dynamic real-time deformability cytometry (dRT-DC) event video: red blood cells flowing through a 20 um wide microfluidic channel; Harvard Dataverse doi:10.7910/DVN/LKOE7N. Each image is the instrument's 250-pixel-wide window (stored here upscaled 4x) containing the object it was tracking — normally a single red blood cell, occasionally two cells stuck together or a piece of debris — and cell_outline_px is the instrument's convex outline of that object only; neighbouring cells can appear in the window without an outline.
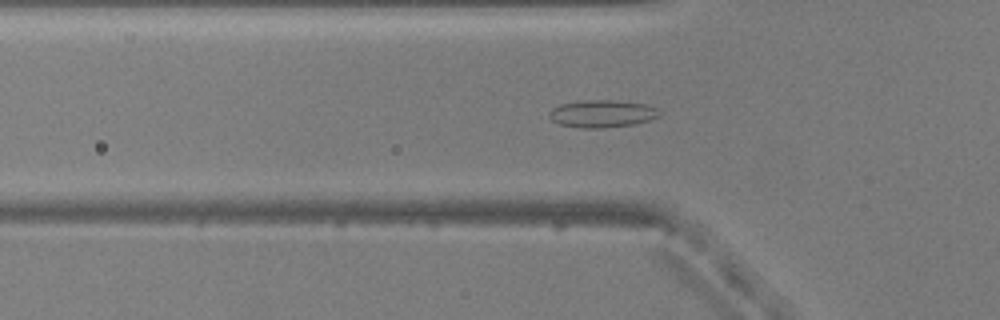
{"species": "common noctule bat (a hibernating species)", "species_latin": "Nyctalus noctula", "temperature_condition": "warm", "stored_images_in_passage": 38, "camera_frame_rate_fps": 3000, "um_per_image_px": 0.085, "animal": {"sex": "male", "body_mass_g": 20.5, "forearm_length_mm": 52.5}, "frame": {"image": 1, "passage_image": 8, "time_ms": 2.333, "image_size_px": [1000, 320], "cell_outline_px": [[660, 116], [636, 124], [600, 128], [580, 128], [560, 124], [552, 120], [548, 116], [548, 112], [552, 108], [560, 104], [584, 100], [616, 100], [644, 104], [660, 108]], "centroid_in_image_um": [51.18, 9.66], "position_along_channel_um": 74.6, "area_um2": 17.74}}
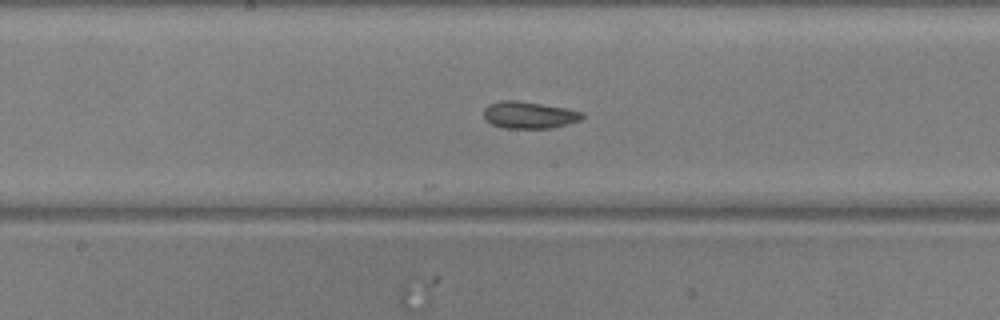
{"frame": {"image": 2, "passage_image": 18, "time_ms": 5.667, "image_size_px": [1000, 320], "cell_outline_px": [[584, 116], [580, 120], [568, 124], [552, 128], [504, 128], [492, 124], [484, 116], [484, 108], [488, 104], [500, 100], [516, 100], [564, 108], [584, 112]], "centroid_in_image_um": [44.97, 9.77], "position_along_channel_um": 203.2, "area_um2": 15.37}}
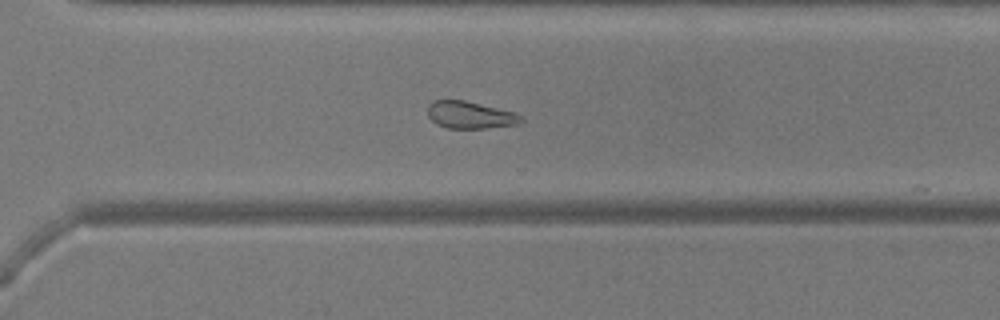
{"frame": {"image": 3, "passage_image": 28, "time_ms": 9.0, "image_size_px": [1000, 320], "cell_outline_px": [[524, 120], [516, 124], [484, 128], [448, 128], [436, 124], [428, 116], [428, 104], [432, 100], [464, 100], [516, 112], [524, 116]], "centroid_in_image_um": [39.97, 9.76], "position_along_channel_um": 330.6, "area_um2": 14.85}, "authors_computed_cell_mechanics": {"area_um2": 15.5771, "velocity_mm_per_s": 3.8353, "shape_relaxation_time_tau1_ms": 4.9723, "shape_relaxation_time_tau2_ms": null, "deformation_change_tau1": 0.0966, "deformation_change_tau2": null}}